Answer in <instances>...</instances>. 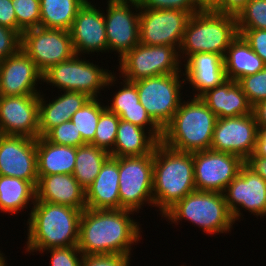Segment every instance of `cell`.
<instances>
[{
	"instance_id": "cell-14",
	"label": "cell",
	"mask_w": 266,
	"mask_h": 266,
	"mask_svg": "<svg viewBox=\"0 0 266 266\" xmlns=\"http://www.w3.org/2000/svg\"><path fill=\"white\" fill-rule=\"evenodd\" d=\"M223 195L234 222L240 219V210L244 209L260 218L266 216V181L245 164L225 188Z\"/></svg>"
},
{
	"instance_id": "cell-31",
	"label": "cell",
	"mask_w": 266,
	"mask_h": 266,
	"mask_svg": "<svg viewBox=\"0 0 266 266\" xmlns=\"http://www.w3.org/2000/svg\"><path fill=\"white\" fill-rule=\"evenodd\" d=\"M86 0H40V27L70 31Z\"/></svg>"
},
{
	"instance_id": "cell-44",
	"label": "cell",
	"mask_w": 266,
	"mask_h": 266,
	"mask_svg": "<svg viewBox=\"0 0 266 266\" xmlns=\"http://www.w3.org/2000/svg\"><path fill=\"white\" fill-rule=\"evenodd\" d=\"M0 25L17 31V18L12 0H0Z\"/></svg>"
},
{
	"instance_id": "cell-50",
	"label": "cell",
	"mask_w": 266,
	"mask_h": 266,
	"mask_svg": "<svg viewBox=\"0 0 266 266\" xmlns=\"http://www.w3.org/2000/svg\"><path fill=\"white\" fill-rule=\"evenodd\" d=\"M140 0H107V3H139Z\"/></svg>"
},
{
	"instance_id": "cell-32",
	"label": "cell",
	"mask_w": 266,
	"mask_h": 266,
	"mask_svg": "<svg viewBox=\"0 0 266 266\" xmlns=\"http://www.w3.org/2000/svg\"><path fill=\"white\" fill-rule=\"evenodd\" d=\"M111 155L92 144H84L76 148V160L73 176L86 190L99 174L104 162Z\"/></svg>"
},
{
	"instance_id": "cell-26",
	"label": "cell",
	"mask_w": 266,
	"mask_h": 266,
	"mask_svg": "<svg viewBox=\"0 0 266 266\" xmlns=\"http://www.w3.org/2000/svg\"><path fill=\"white\" fill-rule=\"evenodd\" d=\"M200 99L217 118L238 117L252 113V106L240 85L231 79H226L220 85L206 91Z\"/></svg>"
},
{
	"instance_id": "cell-25",
	"label": "cell",
	"mask_w": 266,
	"mask_h": 266,
	"mask_svg": "<svg viewBox=\"0 0 266 266\" xmlns=\"http://www.w3.org/2000/svg\"><path fill=\"white\" fill-rule=\"evenodd\" d=\"M52 101H46L43 94H39V137H43L50 129L66 121H70L73 114L82 108L90 99L83 92L63 91ZM48 102V103H47Z\"/></svg>"
},
{
	"instance_id": "cell-23",
	"label": "cell",
	"mask_w": 266,
	"mask_h": 266,
	"mask_svg": "<svg viewBox=\"0 0 266 266\" xmlns=\"http://www.w3.org/2000/svg\"><path fill=\"white\" fill-rule=\"evenodd\" d=\"M122 81L121 85L123 86L113 95L110 106L108 104L106 108L124 121L131 122L144 129L149 126L147 128L150 134L161 142L163 130L151 119L146 109L139 102L136 84L125 79H122Z\"/></svg>"
},
{
	"instance_id": "cell-1",
	"label": "cell",
	"mask_w": 266,
	"mask_h": 266,
	"mask_svg": "<svg viewBox=\"0 0 266 266\" xmlns=\"http://www.w3.org/2000/svg\"><path fill=\"white\" fill-rule=\"evenodd\" d=\"M134 213L128 209H84L80 218L79 250L83 255L130 256L132 245L142 236L141 225L130 216Z\"/></svg>"
},
{
	"instance_id": "cell-36",
	"label": "cell",
	"mask_w": 266,
	"mask_h": 266,
	"mask_svg": "<svg viewBox=\"0 0 266 266\" xmlns=\"http://www.w3.org/2000/svg\"><path fill=\"white\" fill-rule=\"evenodd\" d=\"M236 18L237 29L266 30V0H249Z\"/></svg>"
},
{
	"instance_id": "cell-33",
	"label": "cell",
	"mask_w": 266,
	"mask_h": 266,
	"mask_svg": "<svg viewBox=\"0 0 266 266\" xmlns=\"http://www.w3.org/2000/svg\"><path fill=\"white\" fill-rule=\"evenodd\" d=\"M99 98H90L80 110L71 117L76 129L81 133L82 140L90 144L94 140L101 112L106 108Z\"/></svg>"
},
{
	"instance_id": "cell-2",
	"label": "cell",
	"mask_w": 266,
	"mask_h": 266,
	"mask_svg": "<svg viewBox=\"0 0 266 266\" xmlns=\"http://www.w3.org/2000/svg\"><path fill=\"white\" fill-rule=\"evenodd\" d=\"M27 222L26 252L78 246L82 210L35 201Z\"/></svg>"
},
{
	"instance_id": "cell-5",
	"label": "cell",
	"mask_w": 266,
	"mask_h": 266,
	"mask_svg": "<svg viewBox=\"0 0 266 266\" xmlns=\"http://www.w3.org/2000/svg\"><path fill=\"white\" fill-rule=\"evenodd\" d=\"M237 35L236 16L212 10L199 11L192 14L188 20L179 48V58L185 62L191 55L202 52L216 53L224 57Z\"/></svg>"
},
{
	"instance_id": "cell-41",
	"label": "cell",
	"mask_w": 266,
	"mask_h": 266,
	"mask_svg": "<svg viewBox=\"0 0 266 266\" xmlns=\"http://www.w3.org/2000/svg\"><path fill=\"white\" fill-rule=\"evenodd\" d=\"M21 49V35L14 29L0 25V60L16 54Z\"/></svg>"
},
{
	"instance_id": "cell-11",
	"label": "cell",
	"mask_w": 266,
	"mask_h": 266,
	"mask_svg": "<svg viewBox=\"0 0 266 266\" xmlns=\"http://www.w3.org/2000/svg\"><path fill=\"white\" fill-rule=\"evenodd\" d=\"M21 49L33 60L43 74L76 53L70 31L63 29L31 28L21 35Z\"/></svg>"
},
{
	"instance_id": "cell-34",
	"label": "cell",
	"mask_w": 266,
	"mask_h": 266,
	"mask_svg": "<svg viewBox=\"0 0 266 266\" xmlns=\"http://www.w3.org/2000/svg\"><path fill=\"white\" fill-rule=\"evenodd\" d=\"M120 118L107 108L100 115L94 140L90 143L110 153L116 141Z\"/></svg>"
},
{
	"instance_id": "cell-40",
	"label": "cell",
	"mask_w": 266,
	"mask_h": 266,
	"mask_svg": "<svg viewBox=\"0 0 266 266\" xmlns=\"http://www.w3.org/2000/svg\"><path fill=\"white\" fill-rule=\"evenodd\" d=\"M140 8L146 9H179L185 12L195 14L202 11L194 2V0H140Z\"/></svg>"
},
{
	"instance_id": "cell-30",
	"label": "cell",
	"mask_w": 266,
	"mask_h": 266,
	"mask_svg": "<svg viewBox=\"0 0 266 266\" xmlns=\"http://www.w3.org/2000/svg\"><path fill=\"white\" fill-rule=\"evenodd\" d=\"M35 200L36 188L29 181L0 175L1 212L16 214L28 204L34 205Z\"/></svg>"
},
{
	"instance_id": "cell-51",
	"label": "cell",
	"mask_w": 266,
	"mask_h": 266,
	"mask_svg": "<svg viewBox=\"0 0 266 266\" xmlns=\"http://www.w3.org/2000/svg\"><path fill=\"white\" fill-rule=\"evenodd\" d=\"M5 261H7L6 257H4L3 252L1 253L0 251V266H3L6 263Z\"/></svg>"
},
{
	"instance_id": "cell-13",
	"label": "cell",
	"mask_w": 266,
	"mask_h": 266,
	"mask_svg": "<svg viewBox=\"0 0 266 266\" xmlns=\"http://www.w3.org/2000/svg\"><path fill=\"white\" fill-rule=\"evenodd\" d=\"M192 154L197 191L223 193L244 165V160L240 156L212 149Z\"/></svg>"
},
{
	"instance_id": "cell-16",
	"label": "cell",
	"mask_w": 266,
	"mask_h": 266,
	"mask_svg": "<svg viewBox=\"0 0 266 266\" xmlns=\"http://www.w3.org/2000/svg\"><path fill=\"white\" fill-rule=\"evenodd\" d=\"M0 175L38 185L36 139L0 134Z\"/></svg>"
},
{
	"instance_id": "cell-35",
	"label": "cell",
	"mask_w": 266,
	"mask_h": 266,
	"mask_svg": "<svg viewBox=\"0 0 266 266\" xmlns=\"http://www.w3.org/2000/svg\"><path fill=\"white\" fill-rule=\"evenodd\" d=\"M12 6L17 18V32L20 35L28 29L40 27L39 0H12Z\"/></svg>"
},
{
	"instance_id": "cell-12",
	"label": "cell",
	"mask_w": 266,
	"mask_h": 266,
	"mask_svg": "<svg viewBox=\"0 0 266 266\" xmlns=\"http://www.w3.org/2000/svg\"><path fill=\"white\" fill-rule=\"evenodd\" d=\"M191 15L179 9L140 8L139 43L149 46L167 45L179 51Z\"/></svg>"
},
{
	"instance_id": "cell-27",
	"label": "cell",
	"mask_w": 266,
	"mask_h": 266,
	"mask_svg": "<svg viewBox=\"0 0 266 266\" xmlns=\"http://www.w3.org/2000/svg\"><path fill=\"white\" fill-rule=\"evenodd\" d=\"M37 175L73 174L76 148L47 141L44 137L36 139Z\"/></svg>"
},
{
	"instance_id": "cell-24",
	"label": "cell",
	"mask_w": 266,
	"mask_h": 266,
	"mask_svg": "<svg viewBox=\"0 0 266 266\" xmlns=\"http://www.w3.org/2000/svg\"><path fill=\"white\" fill-rule=\"evenodd\" d=\"M86 208L120 209L118 157H109L99 174L85 190Z\"/></svg>"
},
{
	"instance_id": "cell-18",
	"label": "cell",
	"mask_w": 266,
	"mask_h": 266,
	"mask_svg": "<svg viewBox=\"0 0 266 266\" xmlns=\"http://www.w3.org/2000/svg\"><path fill=\"white\" fill-rule=\"evenodd\" d=\"M39 95L0 96V134L39 137Z\"/></svg>"
},
{
	"instance_id": "cell-17",
	"label": "cell",
	"mask_w": 266,
	"mask_h": 266,
	"mask_svg": "<svg viewBox=\"0 0 266 266\" xmlns=\"http://www.w3.org/2000/svg\"><path fill=\"white\" fill-rule=\"evenodd\" d=\"M104 12L105 28L109 50L118 53L121 59L139 43L138 3H108ZM135 10H131V9ZM136 11V12H135ZM135 12V13H134ZM106 14V15H105Z\"/></svg>"
},
{
	"instance_id": "cell-9",
	"label": "cell",
	"mask_w": 266,
	"mask_h": 266,
	"mask_svg": "<svg viewBox=\"0 0 266 266\" xmlns=\"http://www.w3.org/2000/svg\"><path fill=\"white\" fill-rule=\"evenodd\" d=\"M179 51L167 45H142L138 43L119 59V76L127 81L183 73ZM182 69V70H181Z\"/></svg>"
},
{
	"instance_id": "cell-21",
	"label": "cell",
	"mask_w": 266,
	"mask_h": 266,
	"mask_svg": "<svg viewBox=\"0 0 266 266\" xmlns=\"http://www.w3.org/2000/svg\"><path fill=\"white\" fill-rule=\"evenodd\" d=\"M183 76L185 82L194 89L193 97H200L206 91L225 81L224 59L216 53H196L185 62ZM189 81V82H188Z\"/></svg>"
},
{
	"instance_id": "cell-45",
	"label": "cell",
	"mask_w": 266,
	"mask_h": 266,
	"mask_svg": "<svg viewBox=\"0 0 266 266\" xmlns=\"http://www.w3.org/2000/svg\"><path fill=\"white\" fill-rule=\"evenodd\" d=\"M248 1L249 0H220V3L212 11L237 16Z\"/></svg>"
},
{
	"instance_id": "cell-4",
	"label": "cell",
	"mask_w": 266,
	"mask_h": 266,
	"mask_svg": "<svg viewBox=\"0 0 266 266\" xmlns=\"http://www.w3.org/2000/svg\"><path fill=\"white\" fill-rule=\"evenodd\" d=\"M188 100H182L173 119L163 129L161 142L180 152L208 150L211 147L217 116L200 97Z\"/></svg>"
},
{
	"instance_id": "cell-10",
	"label": "cell",
	"mask_w": 266,
	"mask_h": 266,
	"mask_svg": "<svg viewBox=\"0 0 266 266\" xmlns=\"http://www.w3.org/2000/svg\"><path fill=\"white\" fill-rule=\"evenodd\" d=\"M154 150L144 156L118 157L120 209L139 212L153 200Z\"/></svg>"
},
{
	"instance_id": "cell-42",
	"label": "cell",
	"mask_w": 266,
	"mask_h": 266,
	"mask_svg": "<svg viewBox=\"0 0 266 266\" xmlns=\"http://www.w3.org/2000/svg\"><path fill=\"white\" fill-rule=\"evenodd\" d=\"M130 258L124 254L83 255L81 266H130Z\"/></svg>"
},
{
	"instance_id": "cell-29",
	"label": "cell",
	"mask_w": 266,
	"mask_h": 266,
	"mask_svg": "<svg viewBox=\"0 0 266 266\" xmlns=\"http://www.w3.org/2000/svg\"><path fill=\"white\" fill-rule=\"evenodd\" d=\"M158 143L147 128L120 119L114 148L109 154L111 157L144 156L151 154Z\"/></svg>"
},
{
	"instance_id": "cell-19",
	"label": "cell",
	"mask_w": 266,
	"mask_h": 266,
	"mask_svg": "<svg viewBox=\"0 0 266 266\" xmlns=\"http://www.w3.org/2000/svg\"><path fill=\"white\" fill-rule=\"evenodd\" d=\"M91 1L79 8L70 29L76 55L108 52L104 14Z\"/></svg>"
},
{
	"instance_id": "cell-3",
	"label": "cell",
	"mask_w": 266,
	"mask_h": 266,
	"mask_svg": "<svg viewBox=\"0 0 266 266\" xmlns=\"http://www.w3.org/2000/svg\"><path fill=\"white\" fill-rule=\"evenodd\" d=\"M196 191L193 154L159 142L154 148L153 200L163 216L187 194Z\"/></svg>"
},
{
	"instance_id": "cell-22",
	"label": "cell",
	"mask_w": 266,
	"mask_h": 266,
	"mask_svg": "<svg viewBox=\"0 0 266 266\" xmlns=\"http://www.w3.org/2000/svg\"><path fill=\"white\" fill-rule=\"evenodd\" d=\"M36 200L72 208L86 209L85 189L72 174L38 176Z\"/></svg>"
},
{
	"instance_id": "cell-43",
	"label": "cell",
	"mask_w": 266,
	"mask_h": 266,
	"mask_svg": "<svg viewBox=\"0 0 266 266\" xmlns=\"http://www.w3.org/2000/svg\"><path fill=\"white\" fill-rule=\"evenodd\" d=\"M238 34L249 43L251 49L263 60L266 65V30L237 29Z\"/></svg>"
},
{
	"instance_id": "cell-8",
	"label": "cell",
	"mask_w": 266,
	"mask_h": 266,
	"mask_svg": "<svg viewBox=\"0 0 266 266\" xmlns=\"http://www.w3.org/2000/svg\"><path fill=\"white\" fill-rule=\"evenodd\" d=\"M182 74L160 75L134 81L139 102L162 130L173 119L183 100L180 92L186 82L181 77Z\"/></svg>"
},
{
	"instance_id": "cell-6",
	"label": "cell",
	"mask_w": 266,
	"mask_h": 266,
	"mask_svg": "<svg viewBox=\"0 0 266 266\" xmlns=\"http://www.w3.org/2000/svg\"><path fill=\"white\" fill-rule=\"evenodd\" d=\"M162 217L177 225L182 220L190 221L208 235L229 233L235 223L223 193L197 190L187 194Z\"/></svg>"
},
{
	"instance_id": "cell-48",
	"label": "cell",
	"mask_w": 266,
	"mask_h": 266,
	"mask_svg": "<svg viewBox=\"0 0 266 266\" xmlns=\"http://www.w3.org/2000/svg\"><path fill=\"white\" fill-rule=\"evenodd\" d=\"M258 127H266V99L258 102L252 107Z\"/></svg>"
},
{
	"instance_id": "cell-7",
	"label": "cell",
	"mask_w": 266,
	"mask_h": 266,
	"mask_svg": "<svg viewBox=\"0 0 266 266\" xmlns=\"http://www.w3.org/2000/svg\"><path fill=\"white\" fill-rule=\"evenodd\" d=\"M113 72L89 62L82 55H75L70 60L60 62L46 70L42 81L59 91H78L90 98H98L100 90L116 84L118 80ZM114 83V84H113Z\"/></svg>"
},
{
	"instance_id": "cell-15",
	"label": "cell",
	"mask_w": 266,
	"mask_h": 266,
	"mask_svg": "<svg viewBox=\"0 0 266 266\" xmlns=\"http://www.w3.org/2000/svg\"><path fill=\"white\" fill-rule=\"evenodd\" d=\"M258 126L252 113L217 118L210 149L240 156L244 161L253 154Z\"/></svg>"
},
{
	"instance_id": "cell-46",
	"label": "cell",
	"mask_w": 266,
	"mask_h": 266,
	"mask_svg": "<svg viewBox=\"0 0 266 266\" xmlns=\"http://www.w3.org/2000/svg\"><path fill=\"white\" fill-rule=\"evenodd\" d=\"M244 164L266 181V157L251 154Z\"/></svg>"
},
{
	"instance_id": "cell-49",
	"label": "cell",
	"mask_w": 266,
	"mask_h": 266,
	"mask_svg": "<svg viewBox=\"0 0 266 266\" xmlns=\"http://www.w3.org/2000/svg\"><path fill=\"white\" fill-rule=\"evenodd\" d=\"M194 2L202 11H208L213 10L220 3V0H194Z\"/></svg>"
},
{
	"instance_id": "cell-38",
	"label": "cell",
	"mask_w": 266,
	"mask_h": 266,
	"mask_svg": "<svg viewBox=\"0 0 266 266\" xmlns=\"http://www.w3.org/2000/svg\"><path fill=\"white\" fill-rule=\"evenodd\" d=\"M43 137L51 143L75 148L86 144L71 120L50 129Z\"/></svg>"
},
{
	"instance_id": "cell-47",
	"label": "cell",
	"mask_w": 266,
	"mask_h": 266,
	"mask_svg": "<svg viewBox=\"0 0 266 266\" xmlns=\"http://www.w3.org/2000/svg\"><path fill=\"white\" fill-rule=\"evenodd\" d=\"M253 155L266 157V127H258Z\"/></svg>"
},
{
	"instance_id": "cell-28",
	"label": "cell",
	"mask_w": 266,
	"mask_h": 266,
	"mask_svg": "<svg viewBox=\"0 0 266 266\" xmlns=\"http://www.w3.org/2000/svg\"><path fill=\"white\" fill-rule=\"evenodd\" d=\"M223 59L226 78L236 82L244 76L261 71L266 66L241 34L232 40Z\"/></svg>"
},
{
	"instance_id": "cell-37",
	"label": "cell",
	"mask_w": 266,
	"mask_h": 266,
	"mask_svg": "<svg viewBox=\"0 0 266 266\" xmlns=\"http://www.w3.org/2000/svg\"><path fill=\"white\" fill-rule=\"evenodd\" d=\"M240 85L250 105L253 107L258 102L266 99V66L259 72L240 78Z\"/></svg>"
},
{
	"instance_id": "cell-39",
	"label": "cell",
	"mask_w": 266,
	"mask_h": 266,
	"mask_svg": "<svg viewBox=\"0 0 266 266\" xmlns=\"http://www.w3.org/2000/svg\"><path fill=\"white\" fill-rule=\"evenodd\" d=\"M51 253L50 266H81L83 254L78 246L51 248L43 252Z\"/></svg>"
},
{
	"instance_id": "cell-20",
	"label": "cell",
	"mask_w": 266,
	"mask_h": 266,
	"mask_svg": "<svg viewBox=\"0 0 266 266\" xmlns=\"http://www.w3.org/2000/svg\"><path fill=\"white\" fill-rule=\"evenodd\" d=\"M42 73L33 60L20 49L16 54L0 60V96L39 95L36 85Z\"/></svg>"
}]
</instances>
